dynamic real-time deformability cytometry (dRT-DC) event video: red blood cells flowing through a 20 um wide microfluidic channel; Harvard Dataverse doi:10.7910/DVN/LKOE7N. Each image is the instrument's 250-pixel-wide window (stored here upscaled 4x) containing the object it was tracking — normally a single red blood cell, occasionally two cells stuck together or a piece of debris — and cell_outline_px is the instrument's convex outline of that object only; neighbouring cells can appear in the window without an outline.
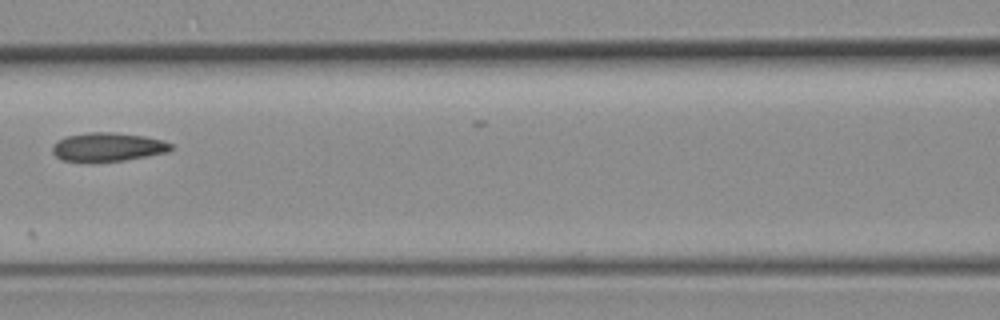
{"species": "common noctule bat (a hibernating species)", "species_latin": "Nyctalus noctula", "temperature_condition": "room temperature", "stored_images_in_passage": 9, "segment_of_instrument_passage": [1, 2], "camera_frame_rate_fps": 3000, "um_per_image_px": 0.085, "animal": {"sex": "female", "body_mass_g": 19.3, "forearm_length_mm": 54.1}, "frame": {"image": 1, "passage_image": 6, "time_ms": 8.667, "image_size_px": [1000, 320], "cell_outline_px": [[172, 148], [168, 152], [124, 160], [60, 160], [52, 152], [52, 144], [56, 140], [64, 136], [88, 132], [116, 132], [144, 136], [164, 140], [172, 144]], "centroid_in_image_um": [9.15, 12.46], "position_along_channel_um": 157.5, "area_um2": 19.65}}
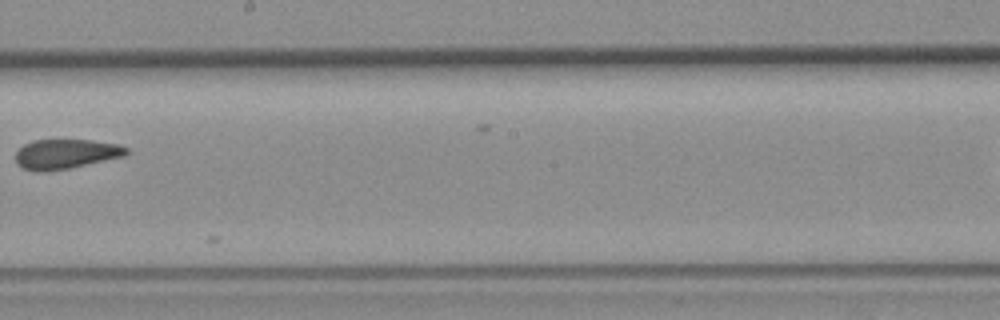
{"frame": {"image": 2, "passage_image": 8, "time_ms": 11.0, "image_size_px": [1000, 320], "cell_outline_px": [[128, 152], [124, 156], [68, 168], [24, 168], [16, 164], [16, 152], [24, 144], [32, 140], [92, 140], [120, 144], [128, 148]], "centroid_in_image_um": [5.65, 13.03], "position_along_channel_um": 242.5, "area_um2": 18.38}}